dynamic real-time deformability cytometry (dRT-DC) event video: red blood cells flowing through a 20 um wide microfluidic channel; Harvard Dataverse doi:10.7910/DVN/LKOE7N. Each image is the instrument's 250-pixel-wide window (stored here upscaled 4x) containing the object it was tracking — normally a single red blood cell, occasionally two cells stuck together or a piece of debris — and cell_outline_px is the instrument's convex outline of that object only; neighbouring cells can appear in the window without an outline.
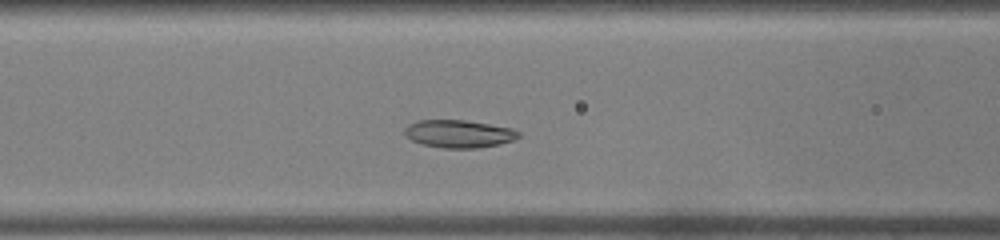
{"species": "common noctule bat (a hibernating species)", "species_latin": "Nyctalus noctula", "temperature_condition": "warm", "stored_images_in_passage": 40, "camera_frame_rate_fps": 3000, "um_per_image_px": 0.085, "animal": {"sex": "male", "body_mass_g": 19.0, "forearm_length_mm": 50.8}, "frame": {"image": 1, "passage_image": 12, "time_ms": 3.667, "image_size_px": [1000, 240], "cell_outline_px": [[520, 136], [512, 140], [500, 144], [480, 148], [444, 148], [424, 144], [412, 140], [404, 136], [404, 128], [408, 124], [420, 120], [464, 120], [512, 128], [520, 132]], "centroid_in_image_um": [38.99, 11.37], "position_along_channel_um": 127.6, "area_um2": 18.38}}
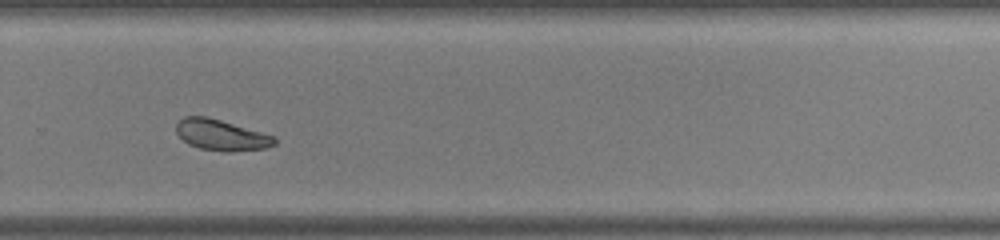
{"frame": {"image": 2, "passage_image": 25, "time_ms": 8.0, "image_size_px": [1000, 240], "cell_outline_px": [[276, 144], [264, 148], [228, 152], [224, 152], [200, 148], [188, 144], [176, 132], [176, 124], [184, 116], [208, 116], [276, 136]], "centroid_in_image_um": [18.82, 11.47], "position_along_channel_um": 311.0, "area_um2": 17.74}}
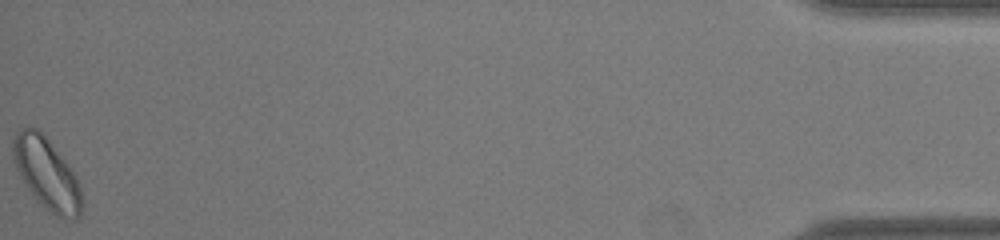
{"frame": {"image": 3, "passage_image": 40, "time_ms": 13.0, "image_size_px": [1000, 240], "cell_outline_px": [[84, 204], [80, 216], [76, 220], [72, 220], [56, 216], [48, 212], [36, 200], [28, 188], [16, 168], [12, 156], [12, 140], [16, 132], [20, 128], [36, 128], [48, 140], [68, 164], [76, 176], [80, 188]], "centroid_in_image_um": [3.99, 14.81], "position_along_channel_um": 431.2, "area_um2": 28.67}, "authors_computed_cell_mechanics": {"area_um2": 19.7676, "velocity_mm_per_s": 4.239, "shape_relaxation_time_tau1_ms": 4.2281, "shape_relaxation_time_tau2_ms": 7.0017, "deformation_change_tau1": 0.0971, "deformation_change_tau2": 0.1136}}